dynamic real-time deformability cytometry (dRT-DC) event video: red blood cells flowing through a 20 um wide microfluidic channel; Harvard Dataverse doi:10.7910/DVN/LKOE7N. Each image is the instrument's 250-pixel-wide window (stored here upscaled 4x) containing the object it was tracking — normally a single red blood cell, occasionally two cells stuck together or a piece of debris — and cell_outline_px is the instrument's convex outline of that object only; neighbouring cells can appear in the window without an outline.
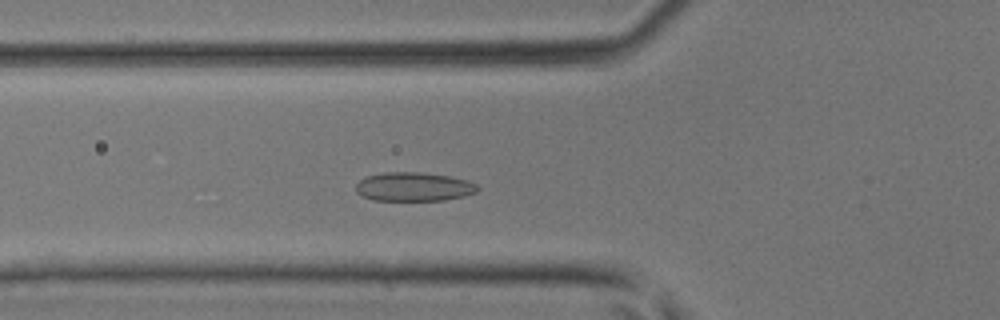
{"species": "common noctule bat (a hibernating species)", "species_latin": "Nyctalus noctula", "temperature_condition": "room temperature", "stored_images_in_passage": 41, "camera_frame_rate_fps": 3000, "um_per_image_px": 0.085, "animal": {"sex": "male", "body_mass_g": 17.9, "forearm_length_mm": 54.2}, "frame": {"image": 1, "passage_image": 12, "time_ms": 3.667, "image_size_px": [1000, 320], "cell_outline_px": [[480, 188], [476, 192], [464, 196], [444, 200], [372, 200], [356, 192], [356, 184], [364, 176], [384, 172], [420, 172], [448, 176], [468, 180], [476, 184]], "centroid_in_image_um": [35.16, 15.87], "position_along_channel_um": 90.6, "area_um2": 20.52}}
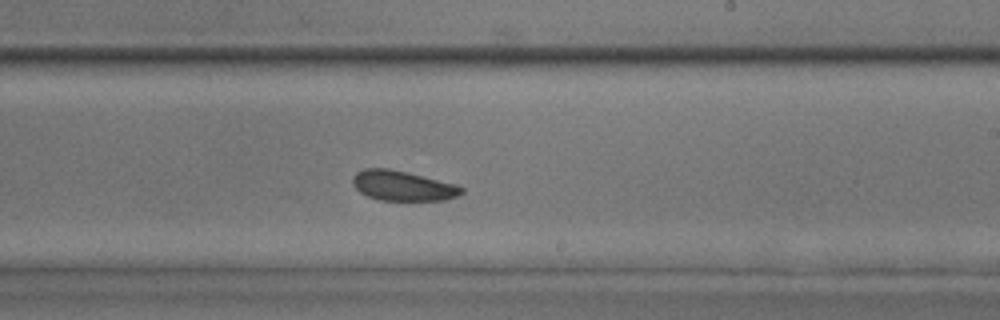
{"frame": {"image": 2, "passage_image": 23, "time_ms": 7.333, "image_size_px": [1000, 320], "cell_outline_px": [[464, 192], [456, 196], [444, 200], [380, 200], [368, 196], [360, 192], [352, 184], [352, 176], [356, 172], [364, 168], [388, 168], [408, 172], [456, 184], [464, 188]], "centroid_in_image_um": [34.21, 15.78], "position_along_channel_um": 254.8, "area_um2": 19.07}}
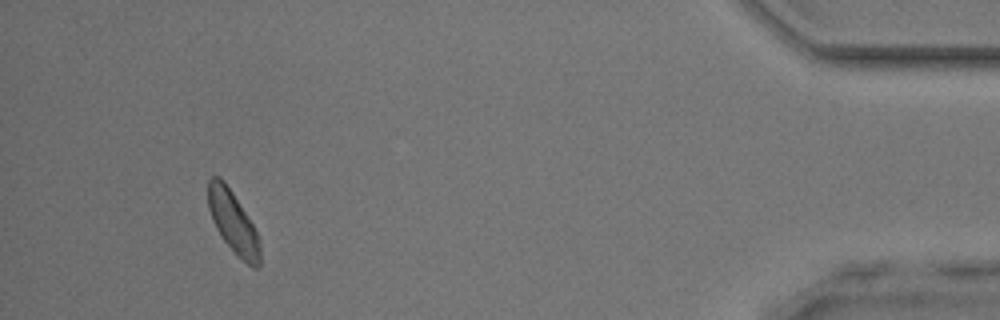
{"frame": {"image": 3, "passage_image": 38, "time_ms": 12.333, "image_size_px": [1000, 320], "cell_outline_px": [[260, 264], [256, 268], [252, 268], [236, 256], [220, 236], [212, 220], [208, 208], [208, 180], [212, 176], [220, 176], [224, 180], [232, 192], [252, 224], [256, 232], [260, 244]], "centroid_in_image_um": [19.79, 18.92], "position_along_channel_um": 415.4, "area_um2": 18.79}}